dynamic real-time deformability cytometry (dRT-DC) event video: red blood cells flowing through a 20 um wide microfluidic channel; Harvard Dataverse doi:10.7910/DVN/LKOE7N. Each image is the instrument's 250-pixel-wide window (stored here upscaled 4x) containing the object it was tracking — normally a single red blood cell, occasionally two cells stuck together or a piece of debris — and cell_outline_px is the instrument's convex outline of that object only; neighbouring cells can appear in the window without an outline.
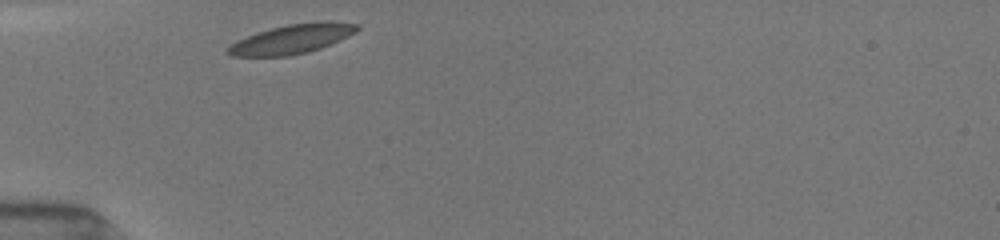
{"species": "common noctule bat (a hibernating species)", "species_latin": "Nyctalus noctula", "temperature_condition": "room temperature", "stored_images_in_passage": 7, "camera_frame_rate_fps": 3000, "um_per_image_px": 0.085, "animal": {"sex": "female", "body_mass_g": 19.5, "forearm_length_mm": 54.1}, "frame": {"image": 1, "passage_image": 1, "time_ms": 0.0, "image_size_px": [1000, 240], "cell_outline_px": [[360, 28], [356, 32], [348, 36], [320, 48], [288, 56], [232, 56], [224, 52], [236, 40], [256, 32], [288, 24], [316, 20], [328, 20], [360, 24]], "centroid_in_image_um": [24.83, 3.29], "position_along_channel_um": 60.2, "area_um2": 22.2}}
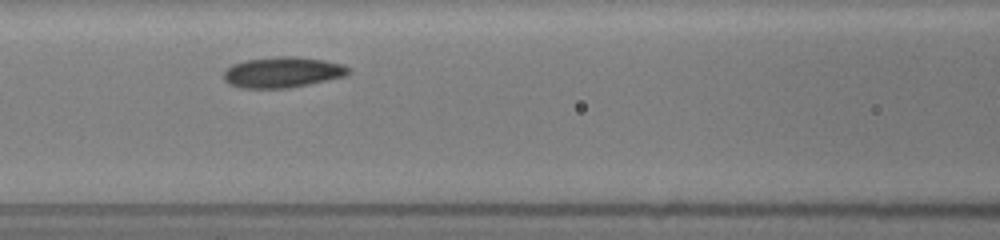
{"frame": {"image": 2, "passage_image": 5, "time_ms": 2.333, "image_size_px": [1000, 240], "cell_outline_px": [[348, 72], [344, 76], [308, 84], [288, 88], [240, 88], [228, 84], [224, 80], [224, 72], [232, 64], [244, 60], [280, 56], [296, 56], [324, 60], [344, 64], [348, 68]], "centroid_in_image_um": [23.97, 6.14], "position_along_channel_um": 142.6, "area_um2": 22.25}}
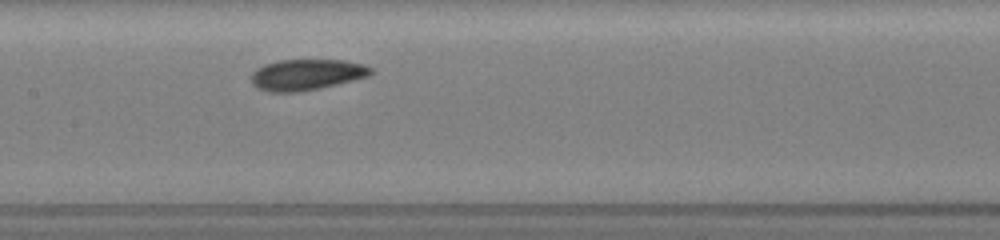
{"frame": {"image": 3, "passage_image": 7, "time_ms": 3.333, "image_size_px": [1000, 240], "cell_outline_px": [[372, 72], [368, 76], [320, 88], [300, 92], [268, 92], [256, 88], [252, 84], [252, 72], [256, 68], [264, 64], [276, 60], [344, 60], [364, 64], [372, 68]], "centroid_in_image_um": [26.01, 6.34], "position_along_channel_um": 181.4, "area_um2": 21.68}}